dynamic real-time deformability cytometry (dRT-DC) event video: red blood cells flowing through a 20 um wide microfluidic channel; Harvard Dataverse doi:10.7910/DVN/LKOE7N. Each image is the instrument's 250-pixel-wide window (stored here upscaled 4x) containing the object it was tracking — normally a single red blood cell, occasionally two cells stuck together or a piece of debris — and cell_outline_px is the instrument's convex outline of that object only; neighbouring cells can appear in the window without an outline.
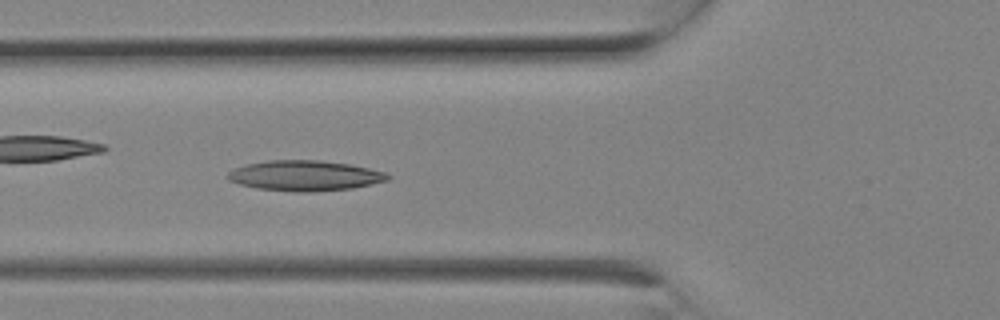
{"species": "Egyptian fruit bat (a non-hibernating species)", "species_latin": "Rousettus aegyptiacus", "temperature_condition": "room temperature", "stored_images_in_passage": 7, "camera_frame_rate_fps": 3000, "um_per_image_px": 0.085, "animal": {"sex": "female"}, "frame": {"image": 1, "passage_image": 7, "time_ms": 2.0, "image_size_px": [1000, 320], "cell_outline_px": [[392, 176], [388, 180], [352, 188], [312, 192], [296, 192], [256, 188], [240, 184], [228, 180], [224, 176], [228, 172], [244, 164], [268, 160], [320, 160], [348, 164], [368, 168], [384, 172]], "centroid_in_image_um": [25.87, 14.93], "position_along_channel_um": 99.9, "area_um2": 28.32}}